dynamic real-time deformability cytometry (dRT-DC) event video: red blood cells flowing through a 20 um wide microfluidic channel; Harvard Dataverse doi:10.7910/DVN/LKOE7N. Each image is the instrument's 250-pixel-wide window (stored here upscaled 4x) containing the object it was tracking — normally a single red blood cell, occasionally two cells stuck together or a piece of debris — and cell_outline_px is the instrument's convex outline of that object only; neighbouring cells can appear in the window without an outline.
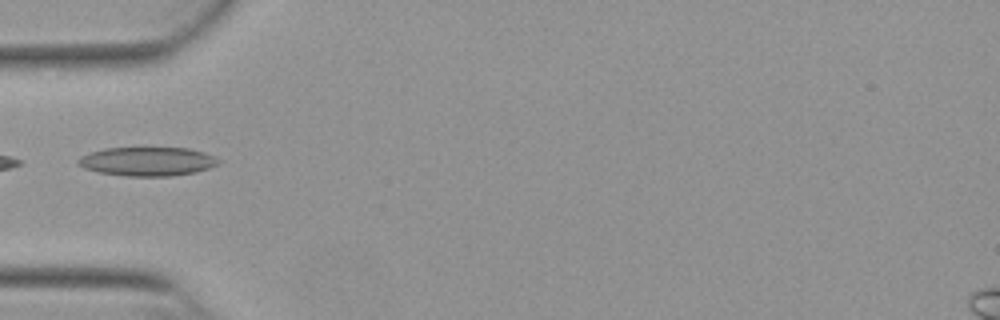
{"species": "Egyptian fruit bat (a non-hibernating species)", "species_latin": "Rousettus aegyptiacus", "temperature_condition": "warm", "stored_images_in_passage": 6, "camera_frame_rate_fps": 3000, "um_per_image_px": 0.085, "animal": {"sex": "female"}, "frame": {"image": 1, "passage_image": 1, "time_ms": 0.0, "image_size_px": [1000, 320], "cell_outline_px": [[224, 160], [220, 164], [196, 172], [172, 176], [128, 176], [100, 172], [84, 168], [76, 164], [76, 160], [80, 156], [104, 148], [188, 148], [204, 152]], "centroid_in_image_um": [12.57, 13.72], "position_along_channel_um": 72.4, "area_um2": 23.76}}
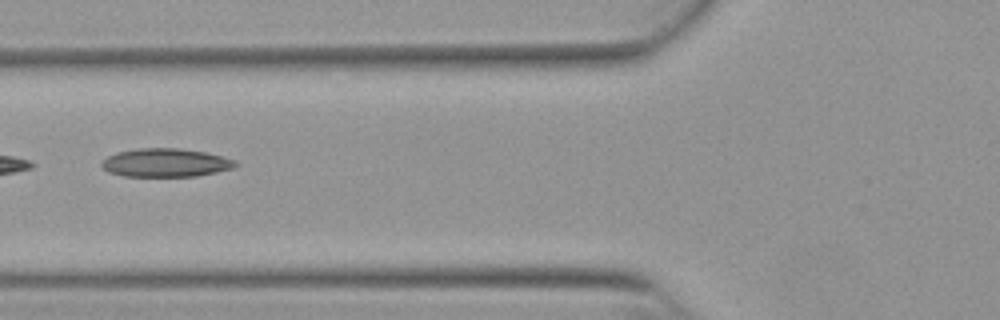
{"frame": {"image": 2, "passage_image": 4, "time_ms": 1.0, "image_size_px": [1000, 320], "cell_outline_px": [[240, 164], [232, 168], [216, 172], [196, 176], [124, 176], [108, 172], [100, 164], [108, 156], [116, 152], [140, 148], [180, 148], [208, 152], [236, 160]], "centroid_in_image_um": [14.11, 13.82], "position_along_channel_um": 111.7, "area_um2": 22.25}}